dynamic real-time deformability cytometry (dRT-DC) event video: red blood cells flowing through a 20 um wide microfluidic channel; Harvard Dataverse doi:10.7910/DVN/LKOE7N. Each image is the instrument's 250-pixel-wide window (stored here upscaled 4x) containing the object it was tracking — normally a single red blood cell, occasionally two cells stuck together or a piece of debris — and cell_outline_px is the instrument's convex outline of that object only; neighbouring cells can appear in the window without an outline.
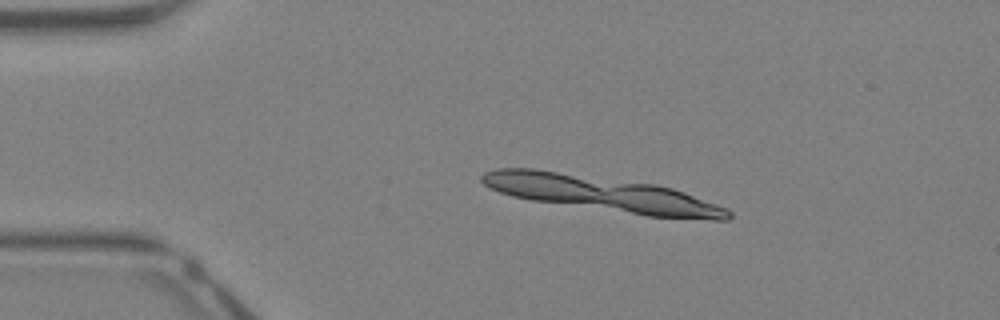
{"species": "Egyptian fruit bat (a non-hibernating species)", "species_latin": "Rousettus aegyptiacus", "temperature_condition": "warm", "stored_images_in_passage": 17, "camera_frame_rate_fps": 3000, "um_per_image_px": 0.085, "animal": {"sex": "female"}, "frame": {"image": 1, "passage_image": 1, "time_ms": 0.0, "image_size_px": [1000, 320], "cell_outline_px": [[712, 216], [660, 216], [640, 212], [628, 208], [620, 204], [636, 188], [664, 188], [688, 196], [696, 200]], "centroid_in_image_um": [56.41, 17.27], "position_along_channel_um": 28.6, "area_um2": 12.72}}
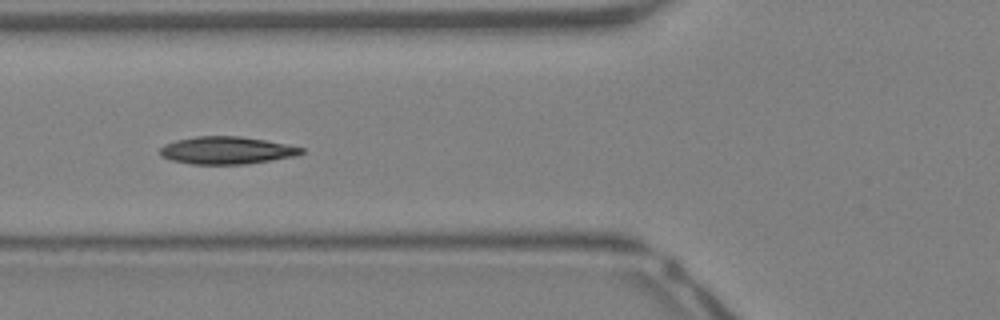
{"frame": {"image": 2, "passage_image": 10, "time_ms": 3.0, "image_size_px": [1000, 320], "cell_outline_px": [[296, 152], [256, 160], [188, 160], [192, 140], [252, 140], [296, 148]], "centroid_in_image_um": [20.03, 12.76], "position_along_channel_um": 105.8, "area_um2": 12.89}}
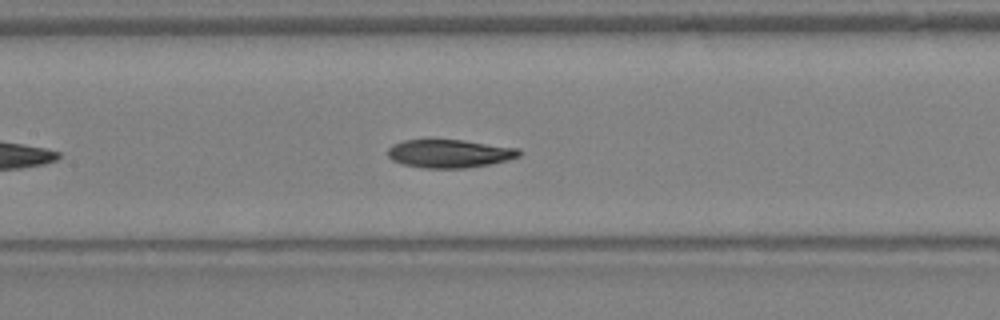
{"frame": {"image": 3, "passage_image": 14, "time_ms": 4.333, "image_size_px": [1000, 320], "cell_outline_px": [[516, 152], [512, 156], [496, 160], [472, 164], [424, 164], [420, 140], [448, 140], [472, 144]], "centroid_in_image_um": [39.05, 12.99], "position_along_channel_um": 168.3, "area_um2": 12.08}}